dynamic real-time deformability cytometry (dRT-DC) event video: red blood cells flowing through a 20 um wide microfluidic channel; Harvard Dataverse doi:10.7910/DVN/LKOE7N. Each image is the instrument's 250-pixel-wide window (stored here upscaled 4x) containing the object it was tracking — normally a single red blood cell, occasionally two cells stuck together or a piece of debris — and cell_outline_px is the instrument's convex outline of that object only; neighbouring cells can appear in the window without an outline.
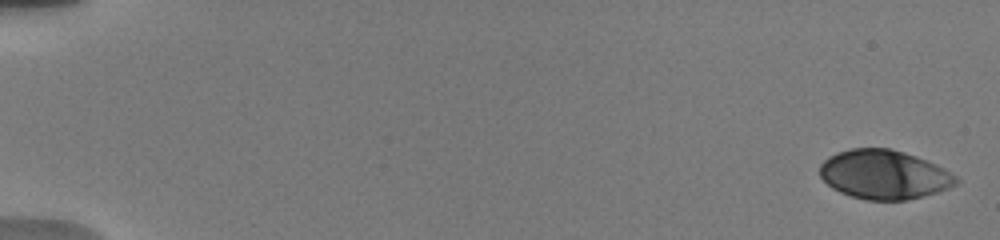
{"species": "human", "species_latin": "Homo sapiens", "temperature_condition": "warm", "stored_images_in_passage": 21, "camera_frame_rate_fps": 3000, "um_per_image_px": 0.085, "donor": {"sex": "male"}, "frame": {"image": 1, "passage_image": 1, "time_ms": 0.0, "image_size_px": [1000, 240], "cell_outline_px": [[960, 180], [956, 184], [948, 188], [924, 196], [908, 200], [868, 200], [852, 196], [840, 192], [832, 188], [820, 176], [820, 164], [828, 156], [836, 152], [848, 148], [888, 148], [904, 152], [916, 156], [936, 164], [944, 168], [956, 176]], "centroid_in_image_um": [75.14, 14.83], "position_along_channel_um": 9.9, "area_um2": 39.07}}
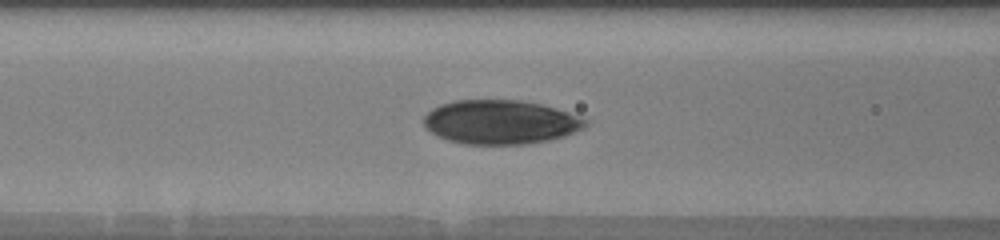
{"frame": {"image": 2, "passage_image": 18, "time_ms": 7.667, "image_size_px": [1000, 240], "cell_outline_px": [[588, 124], [584, 128], [564, 136], [548, 140], [528, 144], [464, 144], [448, 140], [436, 136], [424, 128], [424, 116], [432, 108], [440, 104], [452, 100], [520, 100], [540, 104], [556, 108], [580, 116], [588, 120]], "centroid_in_image_um": [42.52, 10.37], "position_along_channel_um": 124.1, "area_um2": 41.79}}
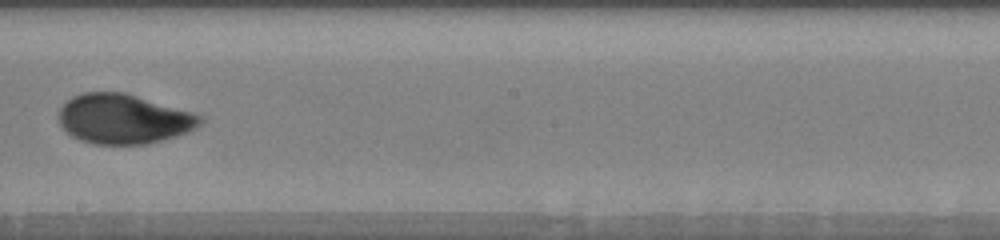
{"frame": {"image": 3, "passage_image": 21, "time_ms": 10.667, "image_size_px": [1000, 240], "cell_outline_px": [[204, 120], [196, 128], [188, 132], [176, 136], [148, 144], [92, 144], [80, 140], [72, 136], [60, 124], [56, 116], [60, 108], [72, 96], [84, 92], [124, 92], [204, 116]], "centroid_in_image_um": [10.49, 10.11], "position_along_channel_um": 237.7, "area_um2": 40.98}}